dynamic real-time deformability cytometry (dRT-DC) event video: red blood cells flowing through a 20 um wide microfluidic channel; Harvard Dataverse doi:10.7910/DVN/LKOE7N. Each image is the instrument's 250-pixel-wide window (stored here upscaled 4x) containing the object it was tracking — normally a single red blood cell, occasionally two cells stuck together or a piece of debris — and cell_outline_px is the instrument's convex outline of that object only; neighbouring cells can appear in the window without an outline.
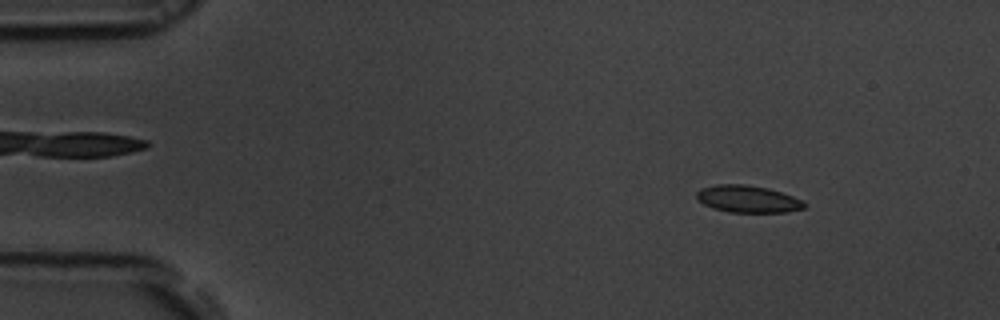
{"species": "common noctule bat (a hibernating species)", "species_latin": "Nyctalus noctula", "temperature_condition": "room temperature", "stored_images_in_passage": 52, "camera_frame_rate_fps": 3000, "um_per_image_px": 0.085, "animal": {"sex": "male", "body_mass_g": 19.5, "forearm_length_mm": 54.6}, "frame": {"image": 1, "passage_image": 6, "time_ms": 1.667, "image_size_px": [1000, 320], "cell_outline_px": [[808, 204], [804, 208], [788, 212], [728, 212], [712, 208], [704, 204], [696, 196], [696, 192], [700, 188], [716, 184], [744, 184], [768, 188], [792, 196]], "centroid_in_image_um": [63.55, 16.91], "position_along_channel_um": 21.5, "area_um2": 16.99}}
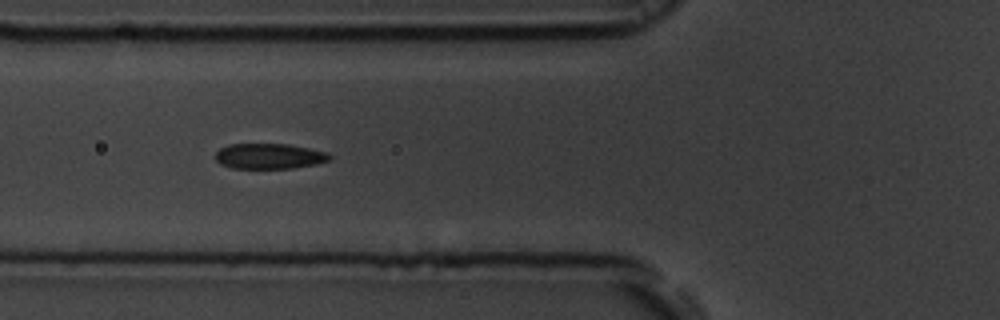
{"frame": {"image": 2, "passage_image": 19, "time_ms": 6.0, "image_size_px": [1000, 320], "cell_outline_px": [[332, 156], [328, 160], [316, 164], [292, 168], [232, 168], [220, 164], [216, 160], [216, 152], [220, 148], [228, 144], [288, 144], [328, 152]], "centroid_in_image_um": [22.87, 13.27], "position_along_channel_um": 102.9, "area_um2": 16.88}}
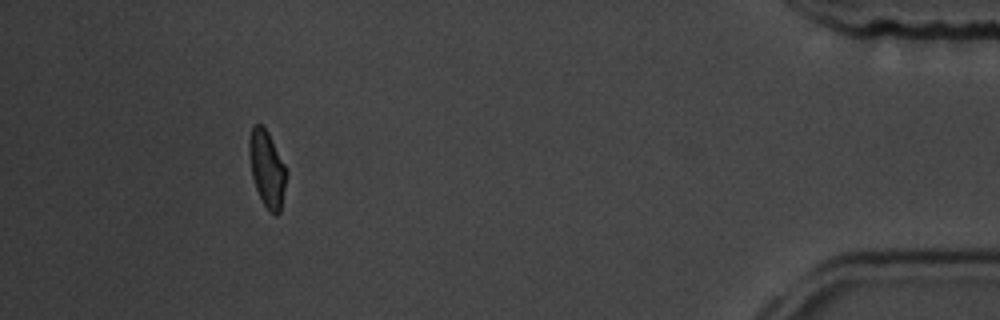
{"frame": {"image": 3, "passage_image": 48, "time_ms": 15.667, "image_size_px": [1000, 320], "cell_outline_px": [[288, 172], [280, 212], [276, 216], [268, 212], [256, 188], [252, 176], [248, 152], [248, 140], [252, 124], [260, 124], [268, 132]], "centroid_in_image_um": [22.69, 14.35], "position_along_channel_um": 412.5, "area_um2": 16.65}, "authors_computed_cell_mechanics": {"area_um2": 16.9932, "velocity_mm_per_s": 3.8426, "shape_relaxation_time_tau1_ms": 2.6, "shape_relaxation_time_tau2_ms": 1.3156, "deformation_change_tau1": 0.1063, "deformation_change_tau2": 0.0638}}